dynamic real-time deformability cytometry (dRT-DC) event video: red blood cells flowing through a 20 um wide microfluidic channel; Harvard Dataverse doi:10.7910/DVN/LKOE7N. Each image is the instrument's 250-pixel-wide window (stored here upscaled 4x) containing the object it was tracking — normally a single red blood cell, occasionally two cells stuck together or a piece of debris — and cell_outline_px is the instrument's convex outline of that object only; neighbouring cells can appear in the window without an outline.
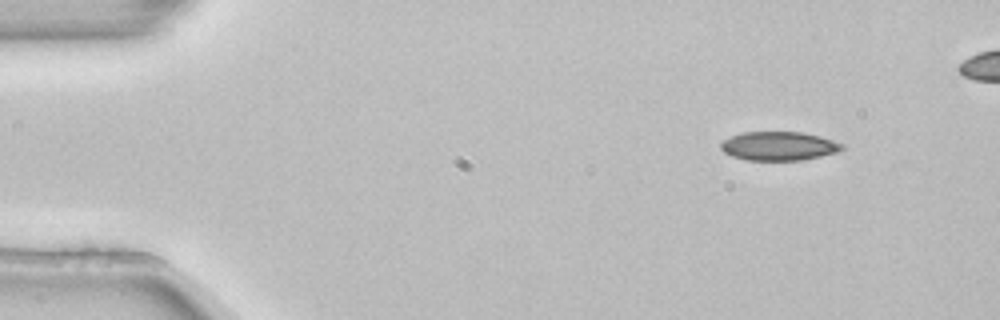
{"species": "common noctule bat (a hibernating species)", "species_latin": "Nyctalus noctula", "temperature_condition": "room temperature", "stored_images_in_passage": 4, "camera_frame_rate_fps": 3000, "um_per_image_px": 0.085, "animal": {"sex": "female", "body_mass_g": 22.7, "forearm_length_mm": 54.2}, "frame": {"image": 1, "passage_image": 1, "time_ms": 0.0, "image_size_px": [1000, 320], "cell_outline_px": [[844, 148], [836, 152], [820, 156], [800, 160], [748, 160], [732, 156], [724, 152], [720, 148], [720, 144], [724, 140], [732, 136], [744, 132], [804, 132], [820, 136], [844, 144]], "centroid_in_image_um": [66.2, 12.41], "position_along_channel_um": 18.8, "area_um2": 20.23}}